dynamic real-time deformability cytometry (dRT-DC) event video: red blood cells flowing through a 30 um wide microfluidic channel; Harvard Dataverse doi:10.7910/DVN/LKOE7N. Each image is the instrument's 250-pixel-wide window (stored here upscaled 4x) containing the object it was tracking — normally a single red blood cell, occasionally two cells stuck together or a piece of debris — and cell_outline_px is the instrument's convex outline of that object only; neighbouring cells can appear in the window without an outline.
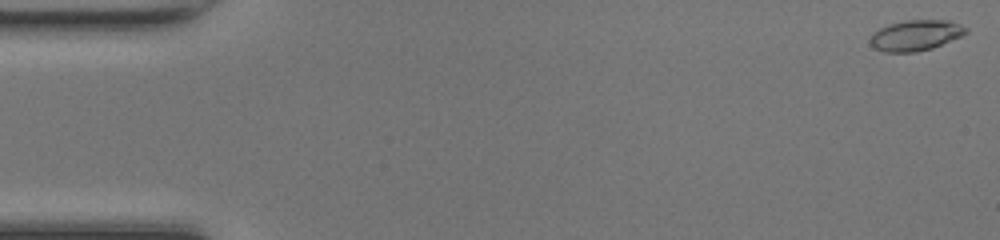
{"species": "common noctule bat (a hibernating species)", "species_latin": "Nyctalus noctula", "temperature_condition": "room temperature", "stored_images_in_passage": 49, "camera_frame_rate_fps": 3000, "um_per_image_px": 0.085, "animal": {"sex": "female", "body_mass_g": 17.0, "forearm_length_mm": 48.0}, "frame": {"image": 1, "passage_image": 1, "time_ms": 0.0, "image_size_px": [1000, 240], "cell_outline_px": [[968, 32], [960, 36], [932, 48], [916, 52], [884, 52], [876, 48], [868, 40], [880, 28], [888, 24], [904, 20], [948, 20], [960, 24], [968, 28]], "centroid_in_image_um": [77.85, 2.99], "position_along_channel_um": 7.2, "area_um2": 16.94}}
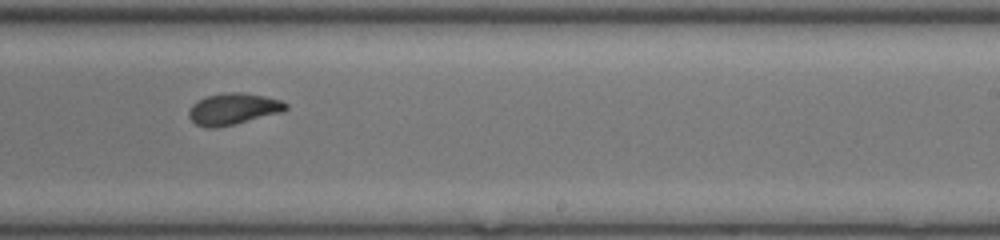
{"frame": {"image": 2, "passage_image": 30, "time_ms": 9.667, "image_size_px": [1000, 240], "cell_outline_px": [[288, 108], [284, 112], [216, 128], [204, 128], [196, 124], [188, 116], [188, 112], [192, 104], [196, 100], [204, 96], [232, 92], [240, 92], [264, 96], [280, 100], [288, 104]], "centroid_in_image_um": [19.8, 9.26], "position_along_channel_um": 269.2, "area_um2": 17.86}}
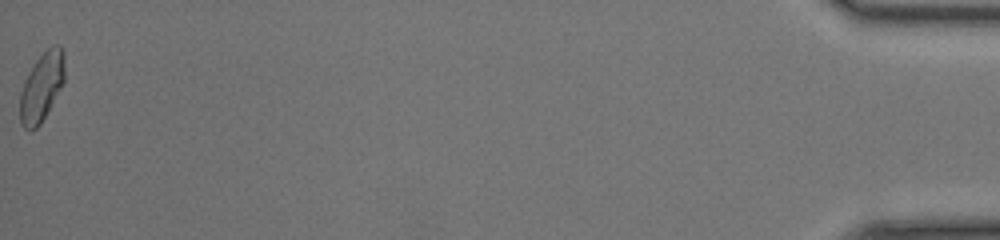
{"frame": {"image": 3, "passage_image": 49, "time_ms": 16.0, "image_size_px": [1000, 240], "cell_outline_px": [[64, 84], [40, 124], [36, 128], [28, 132], [20, 124], [20, 92], [24, 80], [28, 72], [36, 60], [52, 44], [60, 44], [64, 52]], "centroid_in_image_um": [3.54, 7.39], "position_along_channel_um": 431.7, "area_um2": 18.15}, "authors_computed_cell_mechanics": {"area_um2": 17.3978, "velocity_mm_per_s": 4.2844, "shape_relaxation_time_tau1_ms": 5.1253, "shape_relaxation_time_tau2_ms": 1.9894, "deformation_change_tau1": 0.1745, "deformation_change_tau2": 0.0777}}